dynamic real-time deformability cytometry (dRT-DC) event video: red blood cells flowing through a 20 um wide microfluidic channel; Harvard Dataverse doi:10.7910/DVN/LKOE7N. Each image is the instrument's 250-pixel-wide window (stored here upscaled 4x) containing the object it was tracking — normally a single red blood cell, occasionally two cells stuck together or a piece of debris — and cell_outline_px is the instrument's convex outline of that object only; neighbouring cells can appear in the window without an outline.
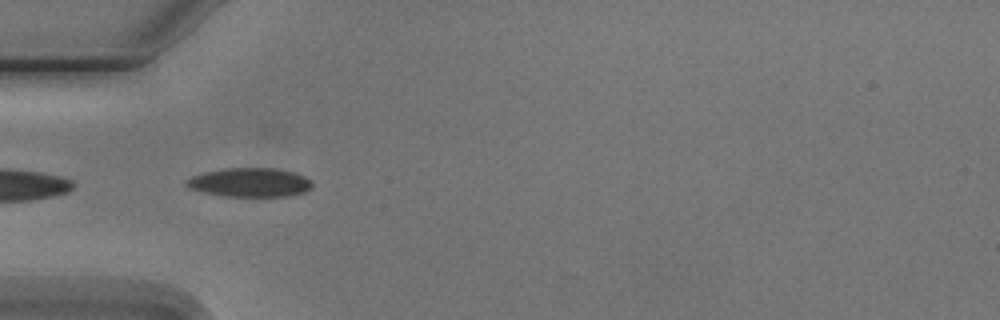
{"species": "Egyptian fruit bat (a non-hibernating species)", "species_latin": "Rousettus aegyptiacus", "temperature_condition": "cold", "stored_images_in_passage": 5, "camera_frame_rate_fps": 3000, "um_per_image_px": 0.085, "animal": {"sex": "male"}, "frame": {"image": 1, "passage_image": 4, "time_ms": 3.333, "image_size_px": [1000, 320], "cell_outline_px": [[312, 188], [304, 192], [288, 196], [224, 196], [204, 192], [188, 188], [184, 184], [184, 180], [192, 176], [204, 172], [228, 168], [276, 168], [292, 172], [304, 176], [312, 180]], "centroid_in_image_um": [21.23, 15.5], "position_along_channel_um": 63.8, "area_um2": 21.27}}